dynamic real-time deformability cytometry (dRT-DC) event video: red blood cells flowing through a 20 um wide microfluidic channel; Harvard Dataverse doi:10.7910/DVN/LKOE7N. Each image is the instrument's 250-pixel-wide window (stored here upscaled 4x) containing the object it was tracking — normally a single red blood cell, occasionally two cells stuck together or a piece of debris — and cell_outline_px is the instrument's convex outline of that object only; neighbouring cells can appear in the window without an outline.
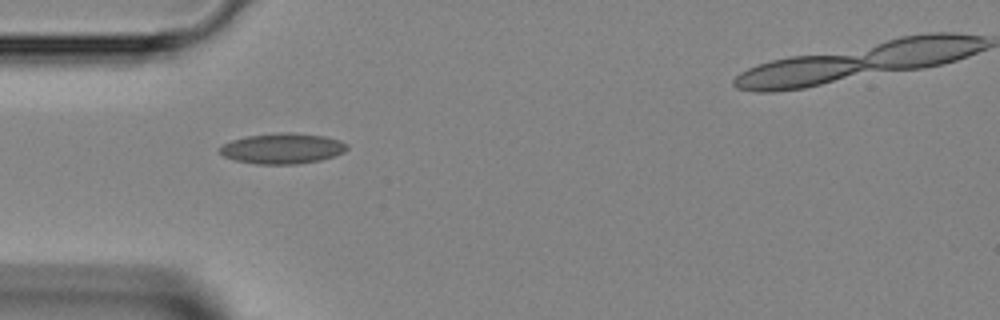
{"species": "Egyptian fruit bat (a non-hibernating species)", "species_latin": "Rousettus aegyptiacus", "temperature_condition": "room temperature", "stored_images_in_passage": 21, "camera_frame_rate_fps": 3000, "um_per_image_px": 0.085, "animal": {"sex": "female"}, "frame": {"image": 1, "passage_image": 1, "time_ms": 0.0, "image_size_px": [1000, 320], "cell_outline_px": [[348, 148], [344, 152], [320, 160], [296, 164], [256, 164], [236, 160], [224, 156], [220, 152], [220, 148], [224, 144], [232, 140], [248, 136], [276, 132], [292, 132], [324, 136], [340, 140], [348, 144]], "centroid_in_image_um": [24.03, 12.61], "position_along_channel_um": 61.0, "area_um2": 22.54}}
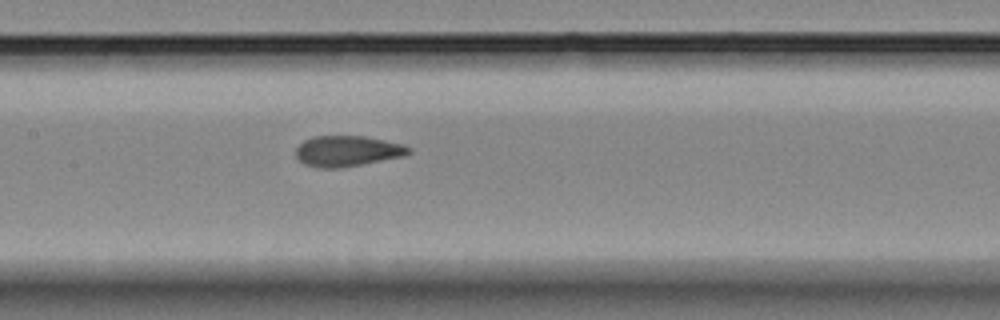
{"frame": {"image": 2, "passage_image": 9, "time_ms": 2.667, "image_size_px": [1000, 320], "cell_outline_px": [[412, 152], [404, 156], [340, 168], [320, 168], [304, 164], [296, 156], [296, 148], [304, 140], [312, 136], [364, 136], [404, 144], [412, 148]], "centroid_in_image_um": [29.54, 12.83], "position_along_channel_um": 177.9, "area_um2": 20.23}}
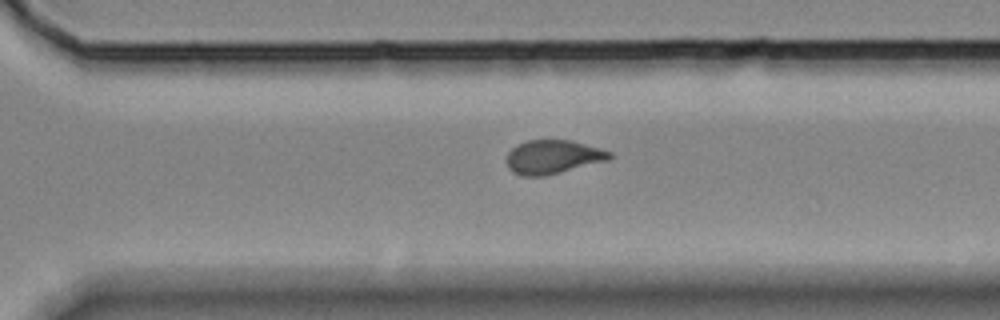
{"frame": {"image": 3, "passage_image": 19, "time_ms": 6.0, "image_size_px": [1000, 320], "cell_outline_px": [[612, 160], [544, 176], [524, 176], [512, 172], [508, 168], [508, 152], [516, 144], [528, 140], [572, 140], [600, 148], [612, 152]], "centroid_in_image_um": [47.04, 13.34], "position_along_channel_um": 323.6, "area_um2": 20.46}}